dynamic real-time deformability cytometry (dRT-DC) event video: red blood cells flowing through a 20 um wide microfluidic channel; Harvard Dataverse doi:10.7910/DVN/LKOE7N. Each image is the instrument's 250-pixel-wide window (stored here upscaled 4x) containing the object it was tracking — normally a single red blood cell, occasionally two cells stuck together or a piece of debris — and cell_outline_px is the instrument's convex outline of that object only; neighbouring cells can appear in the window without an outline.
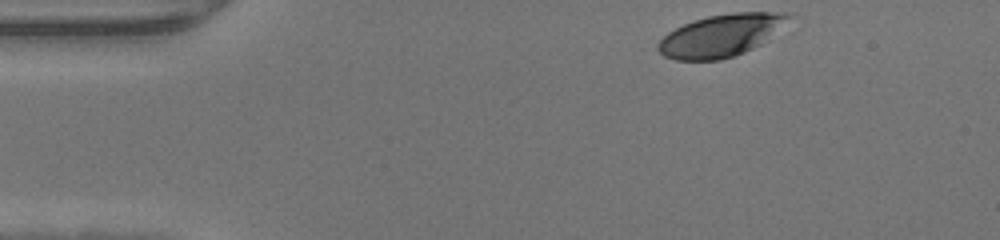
{"species": "human", "species_latin": "Homo sapiens", "temperature_condition": "warm", "stored_images_in_passage": 42, "camera_frame_rate_fps": 3000, "um_per_image_px": 0.085, "donor": {"sex": "male"}, "frame": {"image": 1, "passage_image": 1, "time_ms": 0.0, "image_size_px": [1000, 240], "cell_outline_px": [[800, 16], [768, 40], [744, 52], [720, 60], [676, 60], [664, 56], [656, 48], [656, 44], [668, 32], [684, 24], [708, 16], [732, 12], [792, 12]], "centroid_in_image_um": [61.43, 2.98], "position_along_channel_um": 23.6, "area_um2": 32.83}}
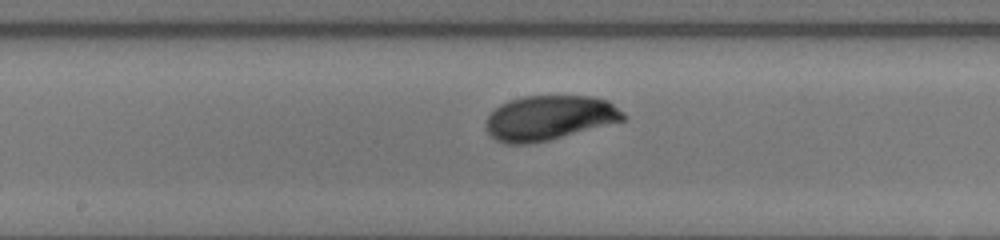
{"frame": {"image": 2, "passage_image": 19, "time_ms": 6.0, "image_size_px": [1000, 240], "cell_outline_px": [[628, 116], [624, 120], [548, 140], [528, 144], [504, 144], [496, 140], [484, 128], [484, 120], [500, 104], [508, 100], [524, 96], [592, 96], [608, 100], [624, 112]], "centroid_in_image_um": [46.66, 10.01], "position_along_channel_um": 201.5, "area_um2": 35.89}}
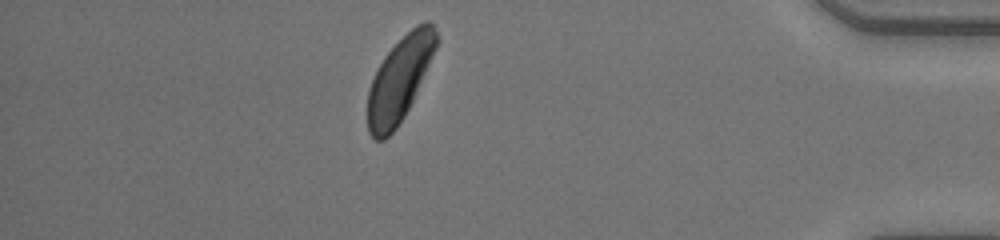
{"frame": {"image": 3, "passage_image": 36, "time_ms": 11.667, "image_size_px": [1000, 240], "cell_outline_px": [[440, 40], [412, 100], [404, 116], [396, 128], [384, 140], [376, 140], [368, 132], [368, 88], [384, 56], [416, 24], [424, 20], [428, 20], [432, 24]], "centroid_in_image_um": [33.97, 6.72], "position_along_channel_um": 401.2, "area_um2": 33.12}}